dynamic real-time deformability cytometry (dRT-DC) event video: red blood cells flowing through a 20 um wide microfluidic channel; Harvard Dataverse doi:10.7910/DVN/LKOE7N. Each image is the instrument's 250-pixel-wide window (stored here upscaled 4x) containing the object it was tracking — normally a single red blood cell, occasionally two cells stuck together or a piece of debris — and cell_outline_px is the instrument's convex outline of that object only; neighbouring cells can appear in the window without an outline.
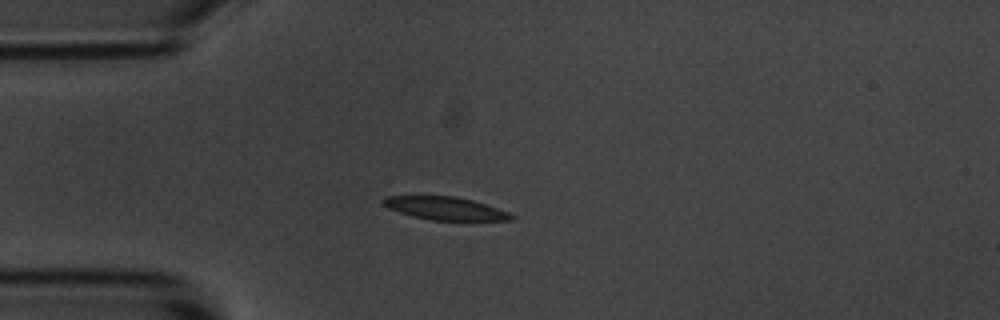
{"species": "common noctule bat (a hibernating species)", "species_latin": "Nyctalus noctula", "temperature_condition": "room temperature", "stored_images_in_passage": 3, "camera_frame_rate_fps": 3000, "um_per_image_px": 0.085, "animal": {"sex": "male", "body_mass_g": 20.1, "forearm_length_mm": 53.5}, "frame": {"image": 1, "passage_image": 3, "time_ms": 2.333, "image_size_px": [1000, 320], "cell_outline_px": [[516, 216], [512, 220], [432, 220], [412, 216], [388, 208], [380, 200], [384, 196], [456, 196], [472, 200], [508, 212]], "centroid_in_image_um": [37.82, 17.7], "position_along_channel_um": 47.2, "area_um2": 16.99}}